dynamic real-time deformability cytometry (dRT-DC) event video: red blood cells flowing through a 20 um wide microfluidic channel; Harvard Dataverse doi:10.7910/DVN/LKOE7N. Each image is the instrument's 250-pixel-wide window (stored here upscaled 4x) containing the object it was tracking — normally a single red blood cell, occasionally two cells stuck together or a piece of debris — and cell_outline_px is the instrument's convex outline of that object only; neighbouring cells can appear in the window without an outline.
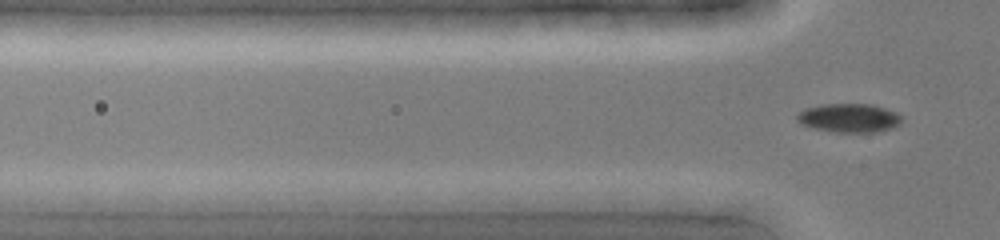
{"species": "common noctule bat (a hibernating species)", "species_latin": "Nyctalus noctula", "temperature_condition": "cold", "stored_images_in_passage": 5, "camera_frame_rate_fps": 3000, "um_per_image_px": 0.085, "animal": {"sex": "female", "body_mass_g": 19.0, "forearm_length_mm": 51.5}, "frame": {"image": 1, "passage_image": 5, "time_ms": 1.333, "image_size_px": [1000, 240], "cell_outline_px": [[904, 120], [900, 124], [892, 128], [880, 132], [836, 132], [816, 128], [800, 124], [796, 120], [796, 116], [804, 108], [820, 104], [872, 104], [896, 112]], "centroid_in_image_um": [72.18, 10.02], "position_along_channel_um": 53.6, "area_um2": 17.69}}